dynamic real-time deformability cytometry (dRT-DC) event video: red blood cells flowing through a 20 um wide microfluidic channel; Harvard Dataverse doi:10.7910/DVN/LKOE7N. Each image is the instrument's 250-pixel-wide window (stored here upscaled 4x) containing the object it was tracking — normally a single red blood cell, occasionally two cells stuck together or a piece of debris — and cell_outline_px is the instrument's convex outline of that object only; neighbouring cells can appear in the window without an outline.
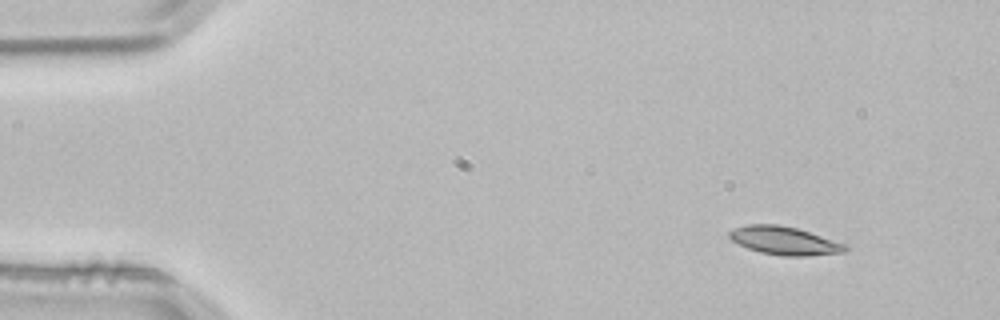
{"species": "common noctule bat (a hibernating species)", "species_latin": "Nyctalus noctula", "temperature_condition": "room temperature", "stored_images_in_passage": 2, "camera_frame_rate_fps": 3000, "um_per_image_px": 0.085, "animal": {"sex": "male", "body_mass_g": 21.5, "forearm_length_mm": 52.0}, "frame": {"image": 1, "passage_image": 1, "time_ms": 0.0, "image_size_px": [1000, 320], "cell_outline_px": [[848, 248], [844, 252], [808, 256], [780, 256], [760, 252], [748, 248], [732, 240], [728, 236], [728, 232], [736, 228], [748, 224], [780, 224], [796, 228], [848, 244]], "centroid_in_image_um": [66.7, 20.46], "position_along_channel_um": 18.3, "area_um2": 19.07}}
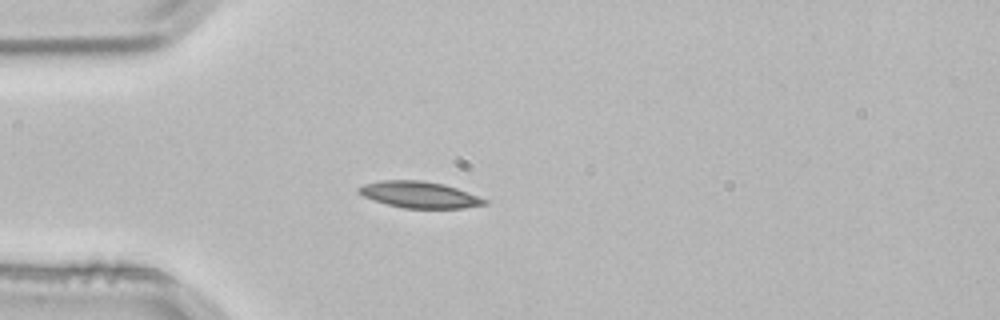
{"frame": {"image": 2, "passage_image": 2, "time_ms": 0.333, "image_size_px": [1000, 320], "cell_outline_px": [[488, 204], [464, 208], [404, 208], [388, 204], [364, 196], [356, 192], [356, 188], [364, 184], [380, 180], [424, 180], [444, 184], [468, 192], [488, 200]], "centroid_in_image_um": [35.66, 16.54], "position_along_channel_um": 49.3, "area_um2": 19.36}}